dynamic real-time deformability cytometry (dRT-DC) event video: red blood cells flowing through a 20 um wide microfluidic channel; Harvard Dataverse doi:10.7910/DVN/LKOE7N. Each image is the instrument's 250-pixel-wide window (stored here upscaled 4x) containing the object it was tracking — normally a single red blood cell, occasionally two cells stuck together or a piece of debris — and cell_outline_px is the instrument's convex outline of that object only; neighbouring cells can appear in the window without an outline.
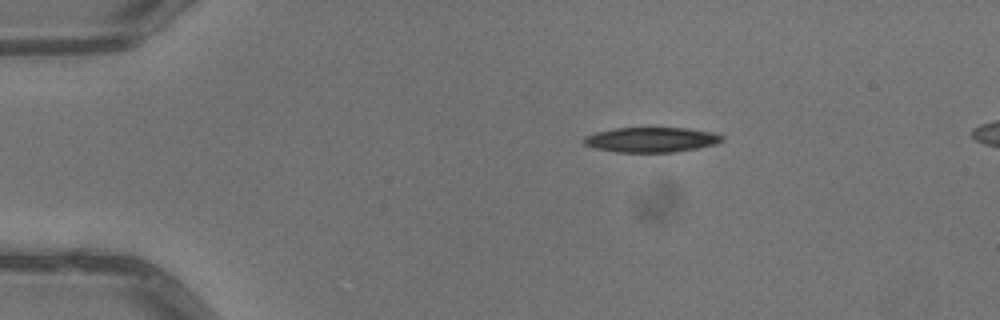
{"species": "common noctule bat (a hibernating species)", "species_latin": "Nyctalus noctula", "temperature_condition": "warm", "stored_images_in_passage": 5, "camera_frame_rate_fps": 3000, "um_per_image_px": 0.085, "animal": {"sex": "male", "body_mass_g": 13.3}, "frame": {"image": 1, "passage_image": 1, "time_ms": 0.0, "image_size_px": [1000, 320], "cell_outline_px": [[724, 140], [716, 144], [676, 152], [616, 152], [596, 148], [584, 144], [580, 140], [584, 136], [596, 132], [616, 128], [688, 128], [712, 132], [724, 136]], "centroid_in_image_um": [55.35, 11.87], "position_along_channel_um": 29.6, "area_um2": 20.17}}
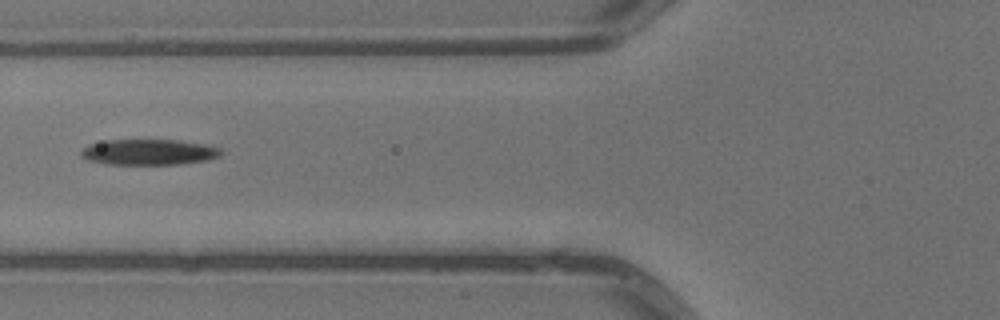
{"frame": {"image": 2, "passage_image": 4, "time_ms": 1.0, "image_size_px": [1000, 320], "cell_outline_px": [[224, 152], [220, 156], [208, 160], [180, 164], [104, 164], [88, 160], [80, 156], [80, 152], [88, 144], [104, 140], [176, 140], [204, 144], [220, 148]], "centroid_in_image_um": [12.64, 12.93], "position_along_channel_um": 113.2, "area_um2": 21.1}}
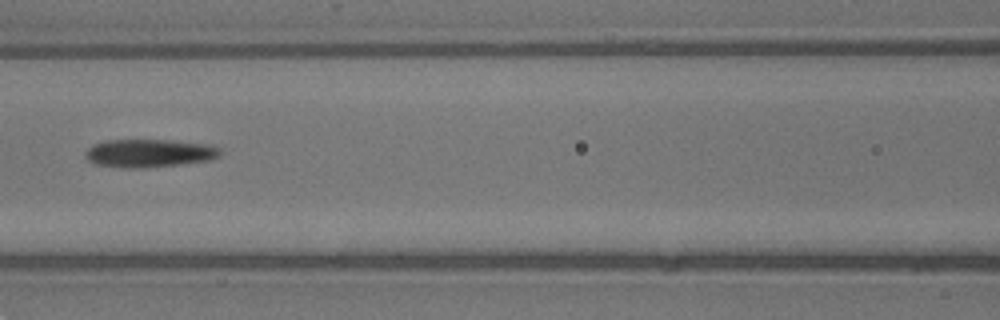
{"frame": {"image": 3, "passage_image": 5, "time_ms": 1.333, "image_size_px": [1000, 320], "cell_outline_px": [[220, 156], [212, 160], [180, 164], [144, 168], [124, 168], [96, 164], [88, 160], [84, 156], [88, 148], [92, 144], [104, 140], [176, 140], [216, 144], [220, 148]], "centroid_in_image_um": [12.74, 13.01], "position_along_channel_um": 153.9, "area_um2": 22.54}}